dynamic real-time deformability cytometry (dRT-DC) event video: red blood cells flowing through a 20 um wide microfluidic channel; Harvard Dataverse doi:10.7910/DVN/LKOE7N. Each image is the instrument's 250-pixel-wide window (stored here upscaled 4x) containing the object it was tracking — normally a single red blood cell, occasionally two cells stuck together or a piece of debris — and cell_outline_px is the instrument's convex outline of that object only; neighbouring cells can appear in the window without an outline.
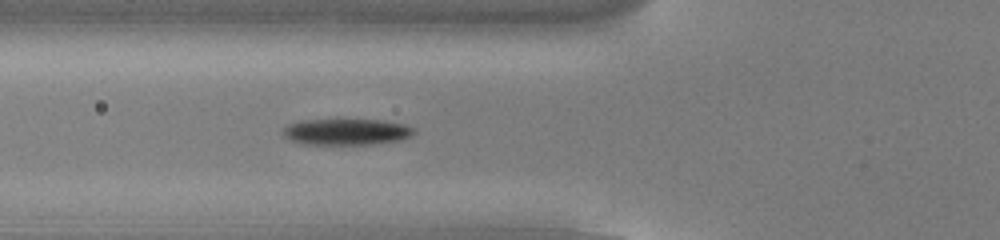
{"species": "common noctule bat (a hibernating species)", "species_latin": "Nyctalus noctula", "temperature_condition": "cold", "stored_images_in_passage": 43, "camera_frame_rate_fps": 3000, "um_per_image_px": 0.085, "animal": {"sex": "male", "body_mass_g": 13.0, "forearm_length_mm": 53.1}, "frame": {"image": 1, "passage_image": 9, "time_ms": 2.667, "image_size_px": [1000, 240], "cell_outline_px": [[416, 132], [412, 136], [400, 140], [372, 144], [304, 144], [292, 140], [284, 136], [284, 128], [288, 124], [304, 120], [384, 120], [404, 124], [416, 128]], "centroid_in_image_um": [29.52, 11.2], "position_along_channel_um": 96.3, "area_um2": 19.94}}
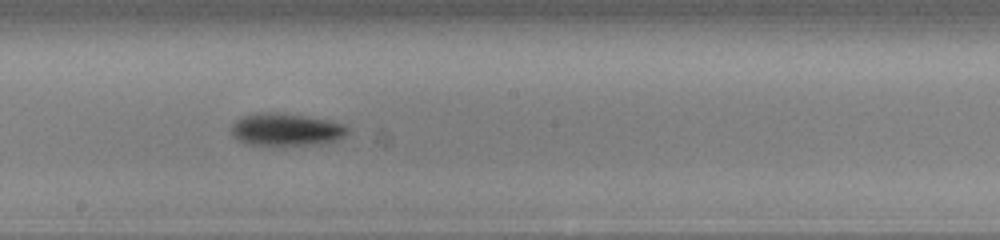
{"frame": {"image": 2, "passage_image": 19, "time_ms": 6.0, "image_size_px": [1000, 240], "cell_outline_px": [[352, 128], [344, 136], [336, 140], [320, 144], [248, 144], [236, 140], [232, 136], [232, 124], [236, 120], [244, 116], [260, 112], [276, 112], [304, 116], [328, 120], [344, 124]], "centroid_in_image_um": [24.33, 11.0], "position_along_channel_um": 223.9, "area_um2": 21.85}}
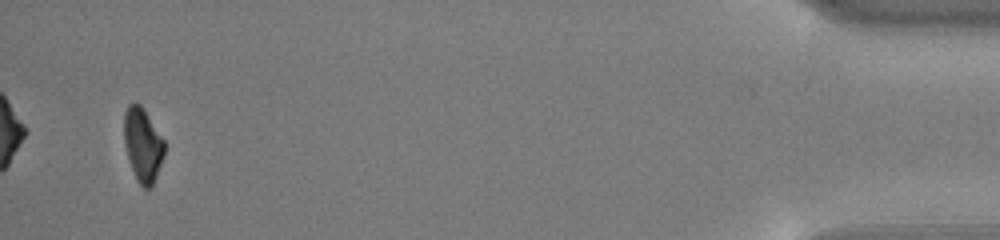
{"frame": {"image": 3, "passage_image": 41, "time_ms": 13.333, "image_size_px": [1000, 240], "cell_outline_px": [[164, 156], [156, 176], [152, 184], [148, 188], [144, 188], [136, 180], [124, 144], [124, 112], [128, 104], [140, 104], [144, 108], [164, 140]], "centroid_in_image_um": [12.13, 12.28], "position_along_channel_um": 423.1, "area_um2": 17.17}, "authors_computed_cell_mechanics": {"area_um2": 19.652, "velocity_mm_per_s": 3.8212, "shape_relaxation_time_tau1_ms": 1.5727, "shape_relaxation_time_tau2_ms": null, "deformation_change_tau1": 0.1173, "deformation_change_tau2": null}}